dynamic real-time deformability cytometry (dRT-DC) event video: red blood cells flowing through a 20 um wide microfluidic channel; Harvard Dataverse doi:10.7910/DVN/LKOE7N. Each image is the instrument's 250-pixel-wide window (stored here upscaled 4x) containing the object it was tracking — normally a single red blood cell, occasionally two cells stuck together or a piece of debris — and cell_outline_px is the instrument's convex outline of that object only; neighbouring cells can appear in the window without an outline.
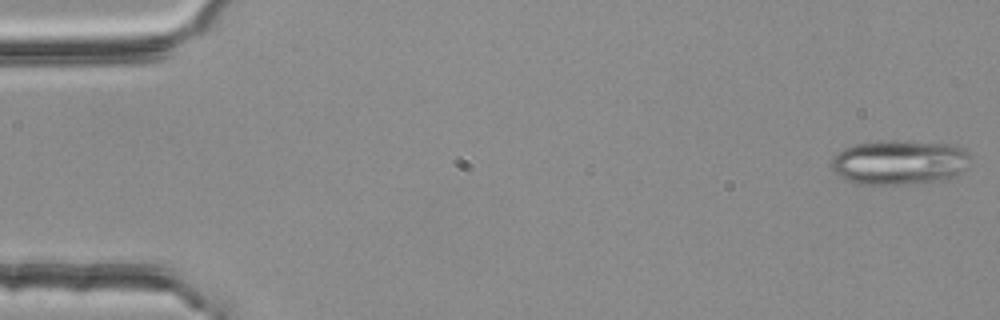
{"species": "common noctule bat (a hibernating species)", "species_latin": "Nyctalus noctula", "temperature_condition": "room temperature", "stored_images_in_passage": 4, "camera_frame_rate_fps": 3000, "um_per_image_px": 0.085, "animal": {"sex": "female", "body_mass_g": 25.1}, "frame": {"image": 1, "passage_image": 1, "time_ms": 0.0, "image_size_px": [1000, 320], "cell_outline_px": [[968, 156], [964, 168], [960, 172], [948, 180], [900, 184], [856, 184], [844, 180], [832, 168], [832, 160], [844, 148], [856, 144], [880, 140], [904, 140], [952, 144], [964, 148], [968, 152]], "centroid_in_image_um": [76.45, 13.79], "position_along_channel_um": 8.6, "area_um2": 36.18}}